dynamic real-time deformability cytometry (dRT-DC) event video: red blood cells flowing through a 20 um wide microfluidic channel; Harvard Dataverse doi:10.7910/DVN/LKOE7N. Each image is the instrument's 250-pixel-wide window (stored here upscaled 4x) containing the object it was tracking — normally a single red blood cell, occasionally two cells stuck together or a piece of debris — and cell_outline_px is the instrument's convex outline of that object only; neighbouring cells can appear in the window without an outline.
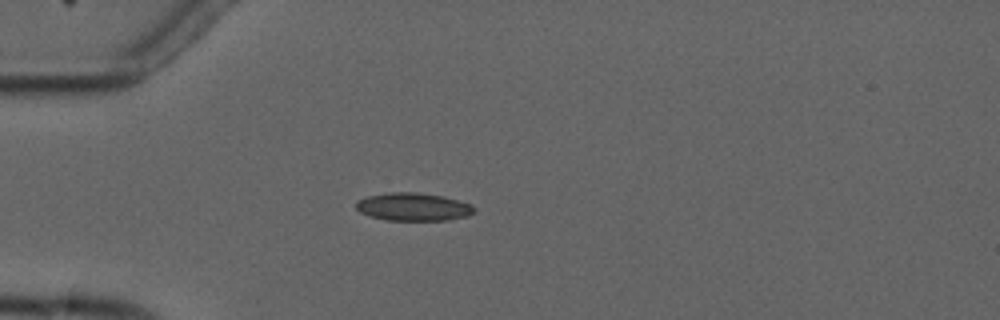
{"species": "common noctule bat (a hibernating species)", "species_latin": "Nyctalus noctula", "temperature_condition": "cold", "stored_images_in_passage": 1, "camera_frame_rate_fps": 3000, "um_per_image_px": 0.085, "animal": {"sex": "male", "forearm_length_mm": 52.5}, "frame": {"image": 1, "passage_image": 1, "time_ms": 0.0, "image_size_px": [1000, 320], "cell_outline_px": [[476, 212], [468, 216], [448, 220], [384, 220], [360, 212], [356, 208], [356, 200], [368, 196], [388, 192], [416, 192], [444, 196], [472, 204], [476, 208]], "centroid_in_image_um": [35.16, 17.58], "position_along_channel_um": 49.8, "area_um2": 19.42}}